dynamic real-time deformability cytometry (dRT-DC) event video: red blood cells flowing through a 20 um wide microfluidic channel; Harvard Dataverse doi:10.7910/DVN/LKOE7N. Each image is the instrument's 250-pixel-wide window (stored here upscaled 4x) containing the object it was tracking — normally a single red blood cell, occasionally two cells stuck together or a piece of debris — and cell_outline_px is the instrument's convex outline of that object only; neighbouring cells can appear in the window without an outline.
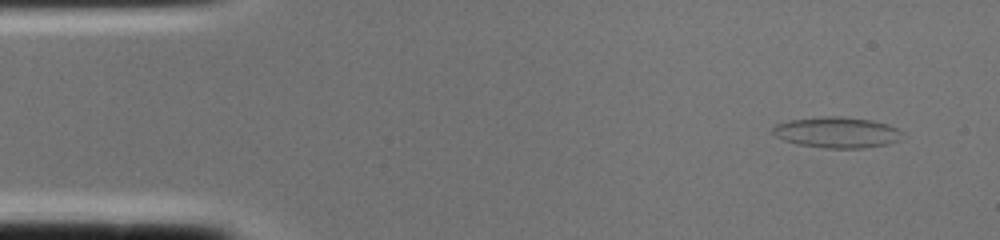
{"species": "common noctule bat (a hibernating species)", "species_latin": "Nyctalus noctula", "temperature_condition": "cold", "stored_images_in_passage": 2, "camera_frame_rate_fps": 3000, "um_per_image_px": 0.085, "animal": {"sex": "female", "body_mass_g": 22.0, "forearm_length_mm": 56.7}, "frame": {"image": 1, "passage_image": 1, "time_ms": 0.0, "image_size_px": [1000, 240], "cell_outline_px": [[904, 132], [900, 140], [888, 144], [860, 148], [824, 148], [800, 144], [784, 140], [776, 136], [772, 132], [772, 128], [776, 124], [788, 120], [820, 116], [840, 116], [872, 120], [888, 124]], "centroid_in_image_um": [71.15, 11.24], "position_along_channel_um": 13.8, "area_um2": 23.41}}